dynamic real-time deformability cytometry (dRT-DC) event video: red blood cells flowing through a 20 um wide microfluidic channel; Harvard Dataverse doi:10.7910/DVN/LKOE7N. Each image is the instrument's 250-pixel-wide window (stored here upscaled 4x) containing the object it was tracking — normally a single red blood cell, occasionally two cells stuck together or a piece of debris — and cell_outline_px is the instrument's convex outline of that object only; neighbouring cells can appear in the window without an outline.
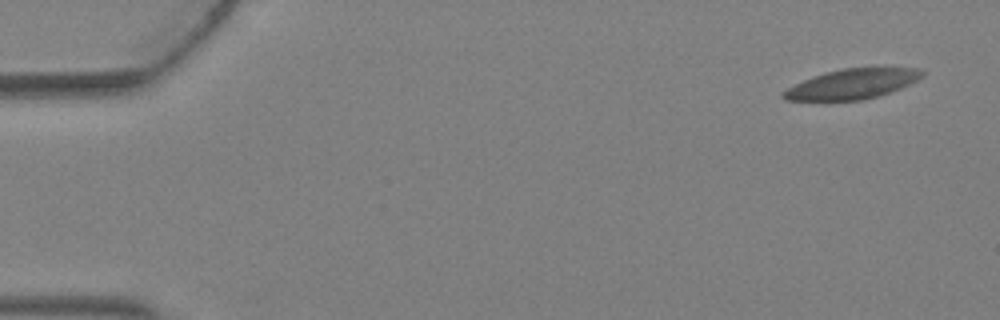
{"species": "Egyptian fruit bat (a non-hibernating species)", "species_latin": "Rousettus aegyptiacus", "temperature_condition": "warm", "stored_images_in_passage": 5, "camera_frame_rate_fps": 3000, "um_per_image_px": 0.085, "animal": {"sex": "female"}, "frame": {"image": 1, "passage_image": 1, "time_ms": 0.0, "image_size_px": [1000, 320], "cell_outline_px": [[924, 76], [900, 88], [876, 96], [860, 100], [828, 104], [784, 100], [780, 96], [788, 88], [812, 76], [824, 72], [844, 68], [920, 68], [924, 72]], "centroid_in_image_um": [72.32, 7.19], "position_along_channel_um": 12.7, "area_um2": 24.91}}
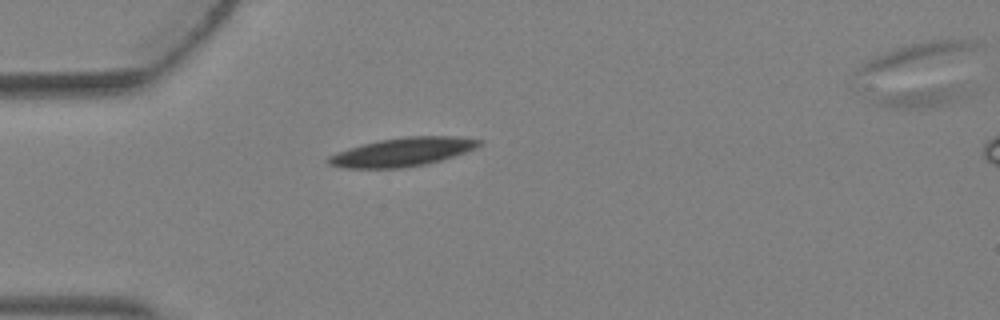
{"frame": {"image": 2, "passage_image": 4, "time_ms": 1.0, "image_size_px": [1000, 320], "cell_outline_px": [[484, 140], [480, 144], [464, 152], [440, 160], [424, 164], [400, 168], [344, 168], [328, 164], [324, 160], [328, 156], [364, 144], [380, 140], [408, 136], [460, 136]], "centroid_in_image_um": [34.2, 12.91], "position_along_channel_um": 50.8, "area_um2": 24.68}}